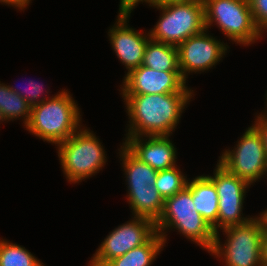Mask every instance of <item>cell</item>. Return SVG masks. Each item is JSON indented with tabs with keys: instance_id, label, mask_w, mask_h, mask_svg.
Wrapping results in <instances>:
<instances>
[{
	"instance_id": "cell-1",
	"label": "cell",
	"mask_w": 267,
	"mask_h": 266,
	"mask_svg": "<svg viewBox=\"0 0 267 266\" xmlns=\"http://www.w3.org/2000/svg\"><path fill=\"white\" fill-rule=\"evenodd\" d=\"M129 115L126 137L170 136L193 92L121 94Z\"/></svg>"
},
{
	"instance_id": "cell-2",
	"label": "cell",
	"mask_w": 267,
	"mask_h": 266,
	"mask_svg": "<svg viewBox=\"0 0 267 266\" xmlns=\"http://www.w3.org/2000/svg\"><path fill=\"white\" fill-rule=\"evenodd\" d=\"M68 90H61L31 108L26 130L57 145L71 137L81 125L80 108Z\"/></svg>"
},
{
	"instance_id": "cell-3",
	"label": "cell",
	"mask_w": 267,
	"mask_h": 266,
	"mask_svg": "<svg viewBox=\"0 0 267 266\" xmlns=\"http://www.w3.org/2000/svg\"><path fill=\"white\" fill-rule=\"evenodd\" d=\"M171 228L208 252L213 248L216 233L195 209L192 191L188 186L164 202L163 213L156 222V231L164 243L167 241L166 232Z\"/></svg>"
},
{
	"instance_id": "cell-4",
	"label": "cell",
	"mask_w": 267,
	"mask_h": 266,
	"mask_svg": "<svg viewBox=\"0 0 267 266\" xmlns=\"http://www.w3.org/2000/svg\"><path fill=\"white\" fill-rule=\"evenodd\" d=\"M97 138L84 127L56 145L61 168L69 183H80L104 168L107 154Z\"/></svg>"
},
{
	"instance_id": "cell-5",
	"label": "cell",
	"mask_w": 267,
	"mask_h": 266,
	"mask_svg": "<svg viewBox=\"0 0 267 266\" xmlns=\"http://www.w3.org/2000/svg\"><path fill=\"white\" fill-rule=\"evenodd\" d=\"M149 6L162 11L157 24L149 30V36L154 41L178 46L206 29L203 0Z\"/></svg>"
},
{
	"instance_id": "cell-6",
	"label": "cell",
	"mask_w": 267,
	"mask_h": 266,
	"mask_svg": "<svg viewBox=\"0 0 267 266\" xmlns=\"http://www.w3.org/2000/svg\"><path fill=\"white\" fill-rule=\"evenodd\" d=\"M205 26L214 23L228 37L241 46H249L263 36L257 29L248 0H203Z\"/></svg>"
},
{
	"instance_id": "cell-7",
	"label": "cell",
	"mask_w": 267,
	"mask_h": 266,
	"mask_svg": "<svg viewBox=\"0 0 267 266\" xmlns=\"http://www.w3.org/2000/svg\"><path fill=\"white\" fill-rule=\"evenodd\" d=\"M253 217L242 224L222 229L227 237L224 245L218 231L209 253L216 258L222 257L225 266H262L263 232L257 218Z\"/></svg>"
},
{
	"instance_id": "cell-8",
	"label": "cell",
	"mask_w": 267,
	"mask_h": 266,
	"mask_svg": "<svg viewBox=\"0 0 267 266\" xmlns=\"http://www.w3.org/2000/svg\"><path fill=\"white\" fill-rule=\"evenodd\" d=\"M236 147L225 149L218 162L230 173L247 181L250 185L267 176V158L262 137L253 126L246 129L238 139Z\"/></svg>"
},
{
	"instance_id": "cell-9",
	"label": "cell",
	"mask_w": 267,
	"mask_h": 266,
	"mask_svg": "<svg viewBox=\"0 0 267 266\" xmlns=\"http://www.w3.org/2000/svg\"><path fill=\"white\" fill-rule=\"evenodd\" d=\"M132 217L104 238L88 266H105L114 258L147 243L157 233L154 221L144 217Z\"/></svg>"
},
{
	"instance_id": "cell-10",
	"label": "cell",
	"mask_w": 267,
	"mask_h": 266,
	"mask_svg": "<svg viewBox=\"0 0 267 266\" xmlns=\"http://www.w3.org/2000/svg\"><path fill=\"white\" fill-rule=\"evenodd\" d=\"M207 176L214 183L219 197L217 223L212 227L215 233L219 229L242 224L252 218L244 217L241 213L247 189L251 186L247 181L230 173L219 162L213 176Z\"/></svg>"
},
{
	"instance_id": "cell-11",
	"label": "cell",
	"mask_w": 267,
	"mask_h": 266,
	"mask_svg": "<svg viewBox=\"0 0 267 266\" xmlns=\"http://www.w3.org/2000/svg\"><path fill=\"white\" fill-rule=\"evenodd\" d=\"M207 31L205 29L177 46L179 70L185 81L190 73H202L216 66L227 53L229 46Z\"/></svg>"
},
{
	"instance_id": "cell-12",
	"label": "cell",
	"mask_w": 267,
	"mask_h": 266,
	"mask_svg": "<svg viewBox=\"0 0 267 266\" xmlns=\"http://www.w3.org/2000/svg\"><path fill=\"white\" fill-rule=\"evenodd\" d=\"M120 92L122 94H165L194 92L186 86L180 71H158L144 65L125 74Z\"/></svg>"
},
{
	"instance_id": "cell-13",
	"label": "cell",
	"mask_w": 267,
	"mask_h": 266,
	"mask_svg": "<svg viewBox=\"0 0 267 266\" xmlns=\"http://www.w3.org/2000/svg\"><path fill=\"white\" fill-rule=\"evenodd\" d=\"M130 15L131 12H118L116 23L108 31L112 48L128 72L142 65L146 45L151 39L149 32L146 35L128 26Z\"/></svg>"
},
{
	"instance_id": "cell-14",
	"label": "cell",
	"mask_w": 267,
	"mask_h": 266,
	"mask_svg": "<svg viewBox=\"0 0 267 266\" xmlns=\"http://www.w3.org/2000/svg\"><path fill=\"white\" fill-rule=\"evenodd\" d=\"M170 136L125 137L123 144L142 162L159 171L176 166L177 148ZM147 138V139H146Z\"/></svg>"
},
{
	"instance_id": "cell-15",
	"label": "cell",
	"mask_w": 267,
	"mask_h": 266,
	"mask_svg": "<svg viewBox=\"0 0 267 266\" xmlns=\"http://www.w3.org/2000/svg\"><path fill=\"white\" fill-rule=\"evenodd\" d=\"M187 186L192 191L195 209L213 227L217 223L219 201L214 183L204 174L188 180Z\"/></svg>"
},
{
	"instance_id": "cell-16",
	"label": "cell",
	"mask_w": 267,
	"mask_h": 266,
	"mask_svg": "<svg viewBox=\"0 0 267 266\" xmlns=\"http://www.w3.org/2000/svg\"><path fill=\"white\" fill-rule=\"evenodd\" d=\"M126 195L133 216L148 218L155 223L164 210V199L159 194L155 185H148L142 189H127Z\"/></svg>"
},
{
	"instance_id": "cell-17",
	"label": "cell",
	"mask_w": 267,
	"mask_h": 266,
	"mask_svg": "<svg viewBox=\"0 0 267 266\" xmlns=\"http://www.w3.org/2000/svg\"><path fill=\"white\" fill-rule=\"evenodd\" d=\"M120 149L118 153L128 189H142L147 188L148 185H155L158 171L142 162L123 143Z\"/></svg>"
},
{
	"instance_id": "cell-18",
	"label": "cell",
	"mask_w": 267,
	"mask_h": 266,
	"mask_svg": "<svg viewBox=\"0 0 267 266\" xmlns=\"http://www.w3.org/2000/svg\"><path fill=\"white\" fill-rule=\"evenodd\" d=\"M164 246V239L157 232L147 243L114 258L105 266H151Z\"/></svg>"
},
{
	"instance_id": "cell-19",
	"label": "cell",
	"mask_w": 267,
	"mask_h": 266,
	"mask_svg": "<svg viewBox=\"0 0 267 266\" xmlns=\"http://www.w3.org/2000/svg\"><path fill=\"white\" fill-rule=\"evenodd\" d=\"M142 65L158 71H180L177 46L150 39L145 48Z\"/></svg>"
},
{
	"instance_id": "cell-20",
	"label": "cell",
	"mask_w": 267,
	"mask_h": 266,
	"mask_svg": "<svg viewBox=\"0 0 267 266\" xmlns=\"http://www.w3.org/2000/svg\"><path fill=\"white\" fill-rule=\"evenodd\" d=\"M31 108L24 98L0 82V124L3 121L20 118L26 126L30 119Z\"/></svg>"
},
{
	"instance_id": "cell-21",
	"label": "cell",
	"mask_w": 267,
	"mask_h": 266,
	"mask_svg": "<svg viewBox=\"0 0 267 266\" xmlns=\"http://www.w3.org/2000/svg\"><path fill=\"white\" fill-rule=\"evenodd\" d=\"M0 266H44L25 247L0 239Z\"/></svg>"
},
{
	"instance_id": "cell-22",
	"label": "cell",
	"mask_w": 267,
	"mask_h": 266,
	"mask_svg": "<svg viewBox=\"0 0 267 266\" xmlns=\"http://www.w3.org/2000/svg\"><path fill=\"white\" fill-rule=\"evenodd\" d=\"M177 166L159 170L157 173L155 187L164 201L187 186L188 179Z\"/></svg>"
},
{
	"instance_id": "cell-23",
	"label": "cell",
	"mask_w": 267,
	"mask_h": 266,
	"mask_svg": "<svg viewBox=\"0 0 267 266\" xmlns=\"http://www.w3.org/2000/svg\"><path fill=\"white\" fill-rule=\"evenodd\" d=\"M29 82V88L31 87V89L29 90L27 87L25 88V90H20L18 89V86L14 87V86H11V85H8V87L16 92L17 94H19L22 98H24L31 107L33 106H36V105H39L40 103H42L43 101H45L46 99H50L52 98L51 96L50 97H42L41 95L43 94V85L40 83H36L35 80H30L28 81ZM41 99H40V98Z\"/></svg>"
},
{
	"instance_id": "cell-24",
	"label": "cell",
	"mask_w": 267,
	"mask_h": 266,
	"mask_svg": "<svg viewBox=\"0 0 267 266\" xmlns=\"http://www.w3.org/2000/svg\"><path fill=\"white\" fill-rule=\"evenodd\" d=\"M257 29L263 34L267 29V0H248Z\"/></svg>"
},
{
	"instance_id": "cell-25",
	"label": "cell",
	"mask_w": 267,
	"mask_h": 266,
	"mask_svg": "<svg viewBox=\"0 0 267 266\" xmlns=\"http://www.w3.org/2000/svg\"><path fill=\"white\" fill-rule=\"evenodd\" d=\"M266 110L262 114L259 113L256 116L253 126L259 131L262 137L263 145L265 148V154L267 158V111Z\"/></svg>"
},
{
	"instance_id": "cell-26",
	"label": "cell",
	"mask_w": 267,
	"mask_h": 266,
	"mask_svg": "<svg viewBox=\"0 0 267 266\" xmlns=\"http://www.w3.org/2000/svg\"><path fill=\"white\" fill-rule=\"evenodd\" d=\"M140 2L151 4V0H120L119 12H132Z\"/></svg>"
},
{
	"instance_id": "cell-27",
	"label": "cell",
	"mask_w": 267,
	"mask_h": 266,
	"mask_svg": "<svg viewBox=\"0 0 267 266\" xmlns=\"http://www.w3.org/2000/svg\"><path fill=\"white\" fill-rule=\"evenodd\" d=\"M31 0H0L1 4H6V5H10V7H14L17 8V10H23L25 8H27L30 4Z\"/></svg>"
},
{
	"instance_id": "cell-28",
	"label": "cell",
	"mask_w": 267,
	"mask_h": 266,
	"mask_svg": "<svg viewBox=\"0 0 267 266\" xmlns=\"http://www.w3.org/2000/svg\"><path fill=\"white\" fill-rule=\"evenodd\" d=\"M259 215L256 218L260 224L261 230L263 234H267V209Z\"/></svg>"
},
{
	"instance_id": "cell-29",
	"label": "cell",
	"mask_w": 267,
	"mask_h": 266,
	"mask_svg": "<svg viewBox=\"0 0 267 266\" xmlns=\"http://www.w3.org/2000/svg\"><path fill=\"white\" fill-rule=\"evenodd\" d=\"M262 266H267V234H263L262 236Z\"/></svg>"
},
{
	"instance_id": "cell-30",
	"label": "cell",
	"mask_w": 267,
	"mask_h": 266,
	"mask_svg": "<svg viewBox=\"0 0 267 266\" xmlns=\"http://www.w3.org/2000/svg\"><path fill=\"white\" fill-rule=\"evenodd\" d=\"M197 0H151V4H164V3H172V2H190Z\"/></svg>"
}]
</instances>
